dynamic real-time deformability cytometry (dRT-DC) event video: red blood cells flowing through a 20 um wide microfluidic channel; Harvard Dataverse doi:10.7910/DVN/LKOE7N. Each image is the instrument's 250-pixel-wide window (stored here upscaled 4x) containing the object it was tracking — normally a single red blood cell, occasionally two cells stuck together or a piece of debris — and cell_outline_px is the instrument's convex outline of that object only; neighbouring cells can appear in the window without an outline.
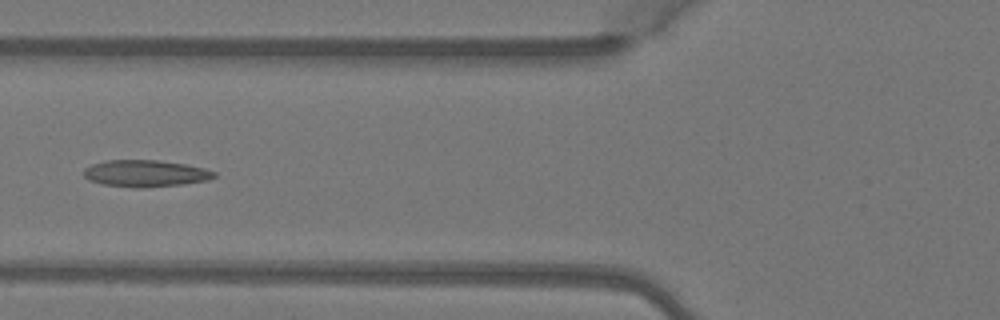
{"species": "Egyptian fruit bat (a non-hibernating species)", "species_latin": "Rousettus aegyptiacus", "temperature_condition": "warm", "stored_images_in_passage": 5, "camera_frame_rate_fps": 3000, "um_per_image_px": 0.085, "animal": {"sex": "female"}, "frame": {"image": 1, "passage_image": 5, "time_ms": 1.333, "image_size_px": [1000, 320], "cell_outline_px": [[216, 176], [208, 180], [184, 184], [144, 188], [136, 188], [104, 184], [88, 180], [84, 176], [84, 168], [92, 164], [104, 160], [156, 160], [184, 164], [204, 168], [216, 172]], "centroid_in_image_um": [12.36, 14.74], "position_along_channel_um": 113.4, "area_um2": 20.4}}